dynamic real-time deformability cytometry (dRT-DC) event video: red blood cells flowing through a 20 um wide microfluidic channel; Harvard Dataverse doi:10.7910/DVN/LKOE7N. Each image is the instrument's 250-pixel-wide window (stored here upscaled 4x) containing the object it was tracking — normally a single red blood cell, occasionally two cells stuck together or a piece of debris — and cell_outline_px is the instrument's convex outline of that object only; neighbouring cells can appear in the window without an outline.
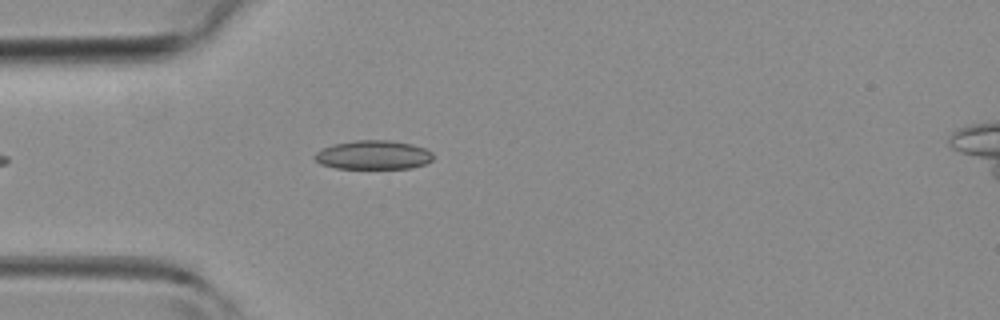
{"species": "common noctule bat (a hibernating species)", "species_latin": "Nyctalus noctula", "temperature_condition": "room temperature", "stored_images_in_passage": 1, "camera_frame_rate_fps": 3000, "um_per_image_px": 0.085, "animal": {"sex": "female", "body_mass_g": 19.3, "forearm_length_mm": 54.1}, "frame": {"image": 1, "passage_image": 1, "time_ms": 0.0, "image_size_px": [1000, 320], "cell_outline_px": [[432, 160], [424, 164], [412, 168], [336, 168], [320, 164], [312, 156], [316, 152], [332, 144], [356, 140], [388, 140], [412, 144], [424, 148], [432, 152]], "centroid_in_image_um": [31.71, 13.17], "position_along_channel_um": 53.3, "area_um2": 19.94}}